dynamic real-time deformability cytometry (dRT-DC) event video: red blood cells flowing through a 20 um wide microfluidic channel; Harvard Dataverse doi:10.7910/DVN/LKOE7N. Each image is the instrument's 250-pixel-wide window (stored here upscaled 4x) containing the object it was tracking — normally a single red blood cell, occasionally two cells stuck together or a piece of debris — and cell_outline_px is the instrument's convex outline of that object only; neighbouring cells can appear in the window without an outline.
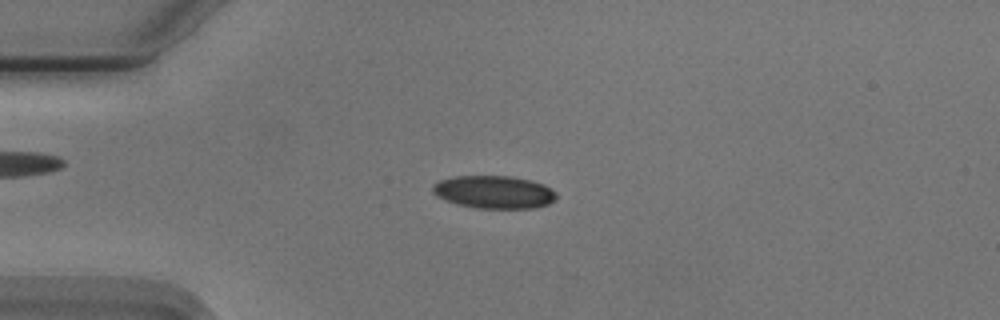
{"species": "Egyptian fruit bat (a non-hibernating species)", "species_latin": "Rousettus aegyptiacus", "temperature_condition": "cold", "stored_images_in_passage": 54, "camera_frame_rate_fps": 3000, "um_per_image_px": 0.085, "animal": {"sex": "male"}, "frame": {"image": 1, "passage_image": 13, "time_ms": 4.0, "image_size_px": [1000, 320], "cell_outline_px": [[556, 200], [548, 204], [536, 208], [476, 208], [456, 204], [444, 200], [436, 196], [432, 192], [432, 184], [440, 180], [452, 176], [512, 176], [532, 180], [544, 184], [552, 188], [556, 192]], "centroid_in_image_um": [41.99, 16.32], "position_along_channel_um": 43.0, "area_um2": 24.04}}
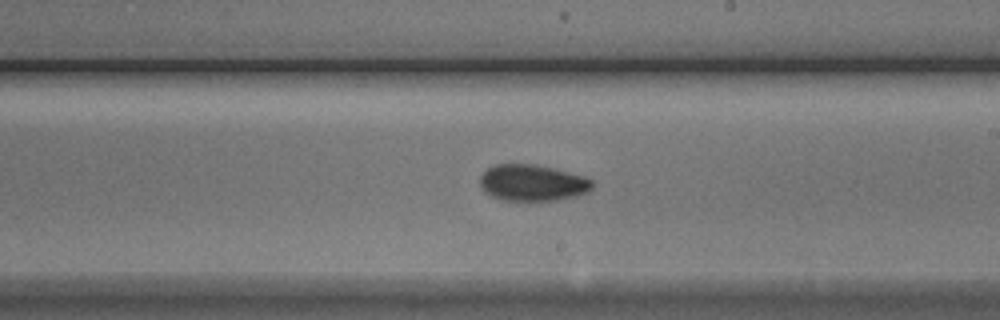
{"frame": {"image": 2, "passage_image": 31, "time_ms": 10.0, "image_size_px": [1000, 320], "cell_outline_px": [[592, 188], [588, 192], [576, 196], [560, 200], [500, 200], [484, 192], [480, 188], [480, 176], [488, 168], [496, 164], [536, 164], [584, 176], [592, 180]], "centroid_in_image_um": [45.24, 15.54], "position_along_channel_um": 243.8, "area_um2": 23.87}}
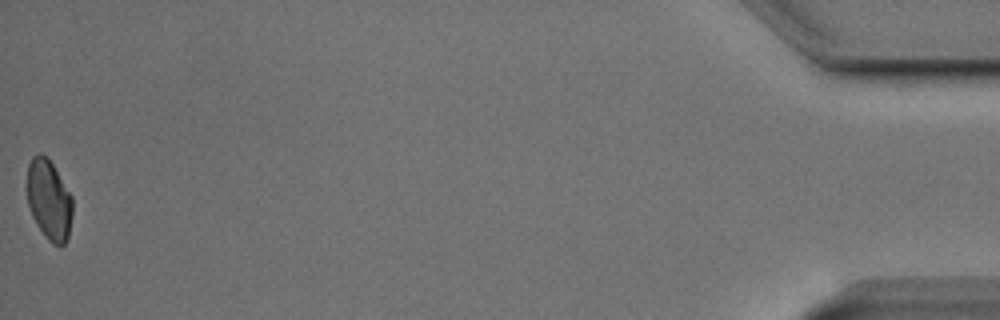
{"frame": {"image": 3, "passage_image": 54, "time_ms": 17.667, "image_size_px": [1000, 320], "cell_outline_px": [[72, 216], [68, 236], [64, 244], [60, 248], [52, 244], [44, 236], [36, 224], [32, 216], [28, 204], [28, 164], [32, 156], [48, 156], [72, 196]], "centroid_in_image_um": [4.18, 17.04], "position_along_channel_um": 431.0, "area_um2": 21.21}, "authors_computed_cell_mechanics": {"area_um2": 23.0333, "velocity_mm_per_s": 3.7433, "shape_relaxation_time_tau1_ms": 3.4366, "shape_relaxation_time_tau2_ms": 2.7063, "deformation_change_tau1": 0.0776, "deformation_change_tau2": 0.064}}